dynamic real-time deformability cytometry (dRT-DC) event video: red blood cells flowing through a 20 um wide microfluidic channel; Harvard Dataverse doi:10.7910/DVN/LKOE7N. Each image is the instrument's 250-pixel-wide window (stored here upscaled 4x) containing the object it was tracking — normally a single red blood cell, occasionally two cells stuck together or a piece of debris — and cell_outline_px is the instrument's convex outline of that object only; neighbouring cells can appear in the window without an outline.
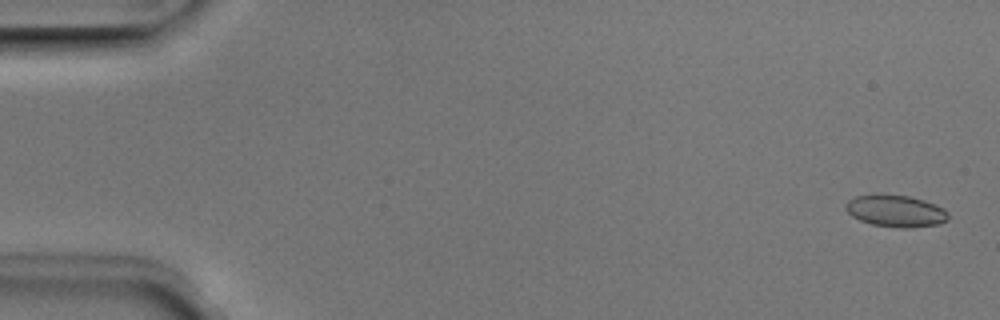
{"species": "Egyptian fruit bat (a non-hibernating species)", "species_latin": "Rousettus aegyptiacus", "temperature_condition": "room temperature", "stored_images_in_passage": 11, "camera_frame_rate_fps": 3000, "um_per_image_px": 0.085, "animal": {"sex": "male"}, "frame": {"image": 1, "passage_image": 2, "time_ms": 0.333, "image_size_px": [1000, 320], "cell_outline_px": [[948, 220], [936, 224], [912, 228], [900, 228], [872, 224], [860, 220], [852, 216], [844, 208], [844, 204], [848, 200], [856, 196], [908, 196], [924, 200], [944, 208], [948, 212]], "centroid_in_image_um": [76.15, 17.96], "position_along_channel_um": 8.9, "area_um2": 18.67}}